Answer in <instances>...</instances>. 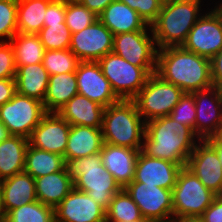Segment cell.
I'll list each match as a JSON object with an SVG mask.
<instances>
[{"label":"cell","instance_id":"cell-30","mask_svg":"<svg viewBox=\"0 0 222 222\" xmlns=\"http://www.w3.org/2000/svg\"><path fill=\"white\" fill-rule=\"evenodd\" d=\"M64 156L28 145L24 171L33 178L59 172L66 167Z\"/></svg>","mask_w":222,"mask_h":222},{"label":"cell","instance_id":"cell-11","mask_svg":"<svg viewBox=\"0 0 222 222\" xmlns=\"http://www.w3.org/2000/svg\"><path fill=\"white\" fill-rule=\"evenodd\" d=\"M211 59L222 49V13L215 7L200 16L181 46Z\"/></svg>","mask_w":222,"mask_h":222},{"label":"cell","instance_id":"cell-10","mask_svg":"<svg viewBox=\"0 0 222 222\" xmlns=\"http://www.w3.org/2000/svg\"><path fill=\"white\" fill-rule=\"evenodd\" d=\"M148 222L173 220L172 190L132 181L123 188Z\"/></svg>","mask_w":222,"mask_h":222},{"label":"cell","instance_id":"cell-42","mask_svg":"<svg viewBox=\"0 0 222 222\" xmlns=\"http://www.w3.org/2000/svg\"><path fill=\"white\" fill-rule=\"evenodd\" d=\"M203 222H222V195H218L200 217Z\"/></svg>","mask_w":222,"mask_h":222},{"label":"cell","instance_id":"cell-35","mask_svg":"<svg viewBox=\"0 0 222 222\" xmlns=\"http://www.w3.org/2000/svg\"><path fill=\"white\" fill-rule=\"evenodd\" d=\"M71 31L65 23L43 25L38 36L45 50H63L70 48Z\"/></svg>","mask_w":222,"mask_h":222},{"label":"cell","instance_id":"cell-51","mask_svg":"<svg viewBox=\"0 0 222 222\" xmlns=\"http://www.w3.org/2000/svg\"><path fill=\"white\" fill-rule=\"evenodd\" d=\"M176 1H180V0H160V2L162 3V5L167 4V3L176 2Z\"/></svg>","mask_w":222,"mask_h":222},{"label":"cell","instance_id":"cell-6","mask_svg":"<svg viewBox=\"0 0 222 222\" xmlns=\"http://www.w3.org/2000/svg\"><path fill=\"white\" fill-rule=\"evenodd\" d=\"M98 63L113 92L122 100H132L144 87L149 75L156 72V67L132 65L114 52L103 56Z\"/></svg>","mask_w":222,"mask_h":222},{"label":"cell","instance_id":"cell-21","mask_svg":"<svg viewBox=\"0 0 222 222\" xmlns=\"http://www.w3.org/2000/svg\"><path fill=\"white\" fill-rule=\"evenodd\" d=\"M103 145L101 128L71 125L64 159L66 164L74 159L101 152Z\"/></svg>","mask_w":222,"mask_h":222},{"label":"cell","instance_id":"cell-16","mask_svg":"<svg viewBox=\"0 0 222 222\" xmlns=\"http://www.w3.org/2000/svg\"><path fill=\"white\" fill-rule=\"evenodd\" d=\"M75 73L78 94L105 108L120 100L113 92L108 79L103 75L98 62H79Z\"/></svg>","mask_w":222,"mask_h":222},{"label":"cell","instance_id":"cell-24","mask_svg":"<svg viewBox=\"0 0 222 222\" xmlns=\"http://www.w3.org/2000/svg\"><path fill=\"white\" fill-rule=\"evenodd\" d=\"M98 19L113 33H120L148 30L151 26L147 25L139 14L125 3L114 1L110 3Z\"/></svg>","mask_w":222,"mask_h":222},{"label":"cell","instance_id":"cell-31","mask_svg":"<svg viewBox=\"0 0 222 222\" xmlns=\"http://www.w3.org/2000/svg\"><path fill=\"white\" fill-rule=\"evenodd\" d=\"M9 42L13 47L16 69L23 65L42 63L45 48L38 34L16 33Z\"/></svg>","mask_w":222,"mask_h":222},{"label":"cell","instance_id":"cell-47","mask_svg":"<svg viewBox=\"0 0 222 222\" xmlns=\"http://www.w3.org/2000/svg\"><path fill=\"white\" fill-rule=\"evenodd\" d=\"M6 212L3 207L2 189L0 184V221H5Z\"/></svg>","mask_w":222,"mask_h":222},{"label":"cell","instance_id":"cell-50","mask_svg":"<svg viewBox=\"0 0 222 222\" xmlns=\"http://www.w3.org/2000/svg\"><path fill=\"white\" fill-rule=\"evenodd\" d=\"M65 3H82L83 0H62Z\"/></svg>","mask_w":222,"mask_h":222},{"label":"cell","instance_id":"cell-32","mask_svg":"<svg viewBox=\"0 0 222 222\" xmlns=\"http://www.w3.org/2000/svg\"><path fill=\"white\" fill-rule=\"evenodd\" d=\"M106 211V222L147 221L140 212L137 204L122 189L113 196Z\"/></svg>","mask_w":222,"mask_h":222},{"label":"cell","instance_id":"cell-39","mask_svg":"<svg viewBox=\"0 0 222 222\" xmlns=\"http://www.w3.org/2000/svg\"><path fill=\"white\" fill-rule=\"evenodd\" d=\"M125 3L131 9L135 10L145 23L151 26L157 19L161 10L160 0H117Z\"/></svg>","mask_w":222,"mask_h":222},{"label":"cell","instance_id":"cell-25","mask_svg":"<svg viewBox=\"0 0 222 222\" xmlns=\"http://www.w3.org/2000/svg\"><path fill=\"white\" fill-rule=\"evenodd\" d=\"M0 184L6 214L12 209L37 200L35 180L25 171L0 181Z\"/></svg>","mask_w":222,"mask_h":222},{"label":"cell","instance_id":"cell-48","mask_svg":"<svg viewBox=\"0 0 222 222\" xmlns=\"http://www.w3.org/2000/svg\"><path fill=\"white\" fill-rule=\"evenodd\" d=\"M172 222H203V221L201 220V218L184 217V218L173 219Z\"/></svg>","mask_w":222,"mask_h":222},{"label":"cell","instance_id":"cell-28","mask_svg":"<svg viewBox=\"0 0 222 222\" xmlns=\"http://www.w3.org/2000/svg\"><path fill=\"white\" fill-rule=\"evenodd\" d=\"M78 94L75 72L50 75L43 100L46 112H58L72 97Z\"/></svg>","mask_w":222,"mask_h":222},{"label":"cell","instance_id":"cell-2","mask_svg":"<svg viewBox=\"0 0 222 222\" xmlns=\"http://www.w3.org/2000/svg\"><path fill=\"white\" fill-rule=\"evenodd\" d=\"M195 137L188 126L172 120L169 115L158 117L145 123L141 151L149 157L186 166L190 154L199 142L194 140Z\"/></svg>","mask_w":222,"mask_h":222},{"label":"cell","instance_id":"cell-13","mask_svg":"<svg viewBox=\"0 0 222 222\" xmlns=\"http://www.w3.org/2000/svg\"><path fill=\"white\" fill-rule=\"evenodd\" d=\"M113 33L97 19L92 25L71 35L70 50L80 62H98L112 52Z\"/></svg>","mask_w":222,"mask_h":222},{"label":"cell","instance_id":"cell-17","mask_svg":"<svg viewBox=\"0 0 222 222\" xmlns=\"http://www.w3.org/2000/svg\"><path fill=\"white\" fill-rule=\"evenodd\" d=\"M70 127L57 112H47L33 129L29 144L37 149L64 156Z\"/></svg>","mask_w":222,"mask_h":222},{"label":"cell","instance_id":"cell-36","mask_svg":"<svg viewBox=\"0 0 222 222\" xmlns=\"http://www.w3.org/2000/svg\"><path fill=\"white\" fill-rule=\"evenodd\" d=\"M97 19L98 16L82 3H65V24L71 34L82 31Z\"/></svg>","mask_w":222,"mask_h":222},{"label":"cell","instance_id":"cell-5","mask_svg":"<svg viewBox=\"0 0 222 222\" xmlns=\"http://www.w3.org/2000/svg\"><path fill=\"white\" fill-rule=\"evenodd\" d=\"M66 166L74 189L87 193L105 210L113 196L123 189L102 164L100 153L71 160Z\"/></svg>","mask_w":222,"mask_h":222},{"label":"cell","instance_id":"cell-38","mask_svg":"<svg viewBox=\"0 0 222 222\" xmlns=\"http://www.w3.org/2000/svg\"><path fill=\"white\" fill-rule=\"evenodd\" d=\"M169 117L179 124L188 126L195 133L196 109L194 96L190 93H184Z\"/></svg>","mask_w":222,"mask_h":222},{"label":"cell","instance_id":"cell-27","mask_svg":"<svg viewBox=\"0 0 222 222\" xmlns=\"http://www.w3.org/2000/svg\"><path fill=\"white\" fill-rule=\"evenodd\" d=\"M29 139L9 135L0 142V181L24 171Z\"/></svg>","mask_w":222,"mask_h":222},{"label":"cell","instance_id":"cell-19","mask_svg":"<svg viewBox=\"0 0 222 222\" xmlns=\"http://www.w3.org/2000/svg\"><path fill=\"white\" fill-rule=\"evenodd\" d=\"M182 167L183 164L152 158L140 151L133 181L172 190Z\"/></svg>","mask_w":222,"mask_h":222},{"label":"cell","instance_id":"cell-23","mask_svg":"<svg viewBox=\"0 0 222 222\" xmlns=\"http://www.w3.org/2000/svg\"><path fill=\"white\" fill-rule=\"evenodd\" d=\"M105 107L80 94L72 97L57 113L70 125L101 128Z\"/></svg>","mask_w":222,"mask_h":222},{"label":"cell","instance_id":"cell-37","mask_svg":"<svg viewBox=\"0 0 222 222\" xmlns=\"http://www.w3.org/2000/svg\"><path fill=\"white\" fill-rule=\"evenodd\" d=\"M18 33L17 30V0H0V42H9Z\"/></svg>","mask_w":222,"mask_h":222},{"label":"cell","instance_id":"cell-52","mask_svg":"<svg viewBox=\"0 0 222 222\" xmlns=\"http://www.w3.org/2000/svg\"><path fill=\"white\" fill-rule=\"evenodd\" d=\"M215 7L222 13V2H220V4Z\"/></svg>","mask_w":222,"mask_h":222},{"label":"cell","instance_id":"cell-29","mask_svg":"<svg viewBox=\"0 0 222 222\" xmlns=\"http://www.w3.org/2000/svg\"><path fill=\"white\" fill-rule=\"evenodd\" d=\"M52 0H17V30L38 34L43 28L46 9Z\"/></svg>","mask_w":222,"mask_h":222},{"label":"cell","instance_id":"cell-53","mask_svg":"<svg viewBox=\"0 0 222 222\" xmlns=\"http://www.w3.org/2000/svg\"><path fill=\"white\" fill-rule=\"evenodd\" d=\"M121 222H123V221H121ZM126 222H129V221H126ZM133 222H148V221H133Z\"/></svg>","mask_w":222,"mask_h":222},{"label":"cell","instance_id":"cell-18","mask_svg":"<svg viewBox=\"0 0 222 222\" xmlns=\"http://www.w3.org/2000/svg\"><path fill=\"white\" fill-rule=\"evenodd\" d=\"M55 222H106V211L87 193L73 189L54 209Z\"/></svg>","mask_w":222,"mask_h":222},{"label":"cell","instance_id":"cell-7","mask_svg":"<svg viewBox=\"0 0 222 222\" xmlns=\"http://www.w3.org/2000/svg\"><path fill=\"white\" fill-rule=\"evenodd\" d=\"M216 196L186 166L182 167L172 189L173 219L200 218Z\"/></svg>","mask_w":222,"mask_h":222},{"label":"cell","instance_id":"cell-15","mask_svg":"<svg viewBox=\"0 0 222 222\" xmlns=\"http://www.w3.org/2000/svg\"><path fill=\"white\" fill-rule=\"evenodd\" d=\"M186 167L215 195H222V164L215 148L207 140H199Z\"/></svg>","mask_w":222,"mask_h":222},{"label":"cell","instance_id":"cell-8","mask_svg":"<svg viewBox=\"0 0 222 222\" xmlns=\"http://www.w3.org/2000/svg\"><path fill=\"white\" fill-rule=\"evenodd\" d=\"M184 92L174 84L163 80L156 73L150 74L144 87L132 99L145 122L168 116Z\"/></svg>","mask_w":222,"mask_h":222},{"label":"cell","instance_id":"cell-33","mask_svg":"<svg viewBox=\"0 0 222 222\" xmlns=\"http://www.w3.org/2000/svg\"><path fill=\"white\" fill-rule=\"evenodd\" d=\"M5 222H55L54 208L36 200L10 210Z\"/></svg>","mask_w":222,"mask_h":222},{"label":"cell","instance_id":"cell-4","mask_svg":"<svg viewBox=\"0 0 222 222\" xmlns=\"http://www.w3.org/2000/svg\"><path fill=\"white\" fill-rule=\"evenodd\" d=\"M200 3L201 0H180L162 5L156 21L151 25L158 49L182 46L201 16Z\"/></svg>","mask_w":222,"mask_h":222},{"label":"cell","instance_id":"cell-41","mask_svg":"<svg viewBox=\"0 0 222 222\" xmlns=\"http://www.w3.org/2000/svg\"><path fill=\"white\" fill-rule=\"evenodd\" d=\"M60 23H65V2L62 0H52L46 9L43 25Z\"/></svg>","mask_w":222,"mask_h":222},{"label":"cell","instance_id":"cell-22","mask_svg":"<svg viewBox=\"0 0 222 222\" xmlns=\"http://www.w3.org/2000/svg\"><path fill=\"white\" fill-rule=\"evenodd\" d=\"M34 180L37 200L54 209L74 189V182L67 166L59 172L34 178Z\"/></svg>","mask_w":222,"mask_h":222},{"label":"cell","instance_id":"cell-9","mask_svg":"<svg viewBox=\"0 0 222 222\" xmlns=\"http://www.w3.org/2000/svg\"><path fill=\"white\" fill-rule=\"evenodd\" d=\"M46 113L43 102L16 93L10 101L0 106V122L9 135L29 139Z\"/></svg>","mask_w":222,"mask_h":222},{"label":"cell","instance_id":"cell-44","mask_svg":"<svg viewBox=\"0 0 222 222\" xmlns=\"http://www.w3.org/2000/svg\"><path fill=\"white\" fill-rule=\"evenodd\" d=\"M213 85L222 89V49L210 59Z\"/></svg>","mask_w":222,"mask_h":222},{"label":"cell","instance_id":"cell-46","mask_svg":"<svg viewBox=\"0 0 222 222\" xmlns=\"http://www.w3.org/2000/svg\"><path fill=\"white\" fill-rule=\"evenodd\" d=\"M207 141L215 148L217 151L221 164H222V131L217 135H214L207 139Z\"/></svg>","mask_w":222,"mask_h":222},{"label":"cell","instance_id":"cell-49","mask_svg":"<svg viewBox=\"0 0 222 222\" xmlns=\"http://www.w3.org/2000/svg\"><path fill=\"white\" fill-rule=\"evenodd\" d=\"M9 136L7 128L0 122V142Z\"/></svg>","mask_w":222,"mask_h":222},{"label":"cell","instance_id":"cell-45","mask_svg":"<svg viewBox=\"0 0 222 222\" xmlns=\"http://www.w3.org/2000/svg\"><path fill=\"white\" fill-rule=\"evenodd\" d=\"M114 1L117 0H83L82 4L95 15L99 16L103 10Z\"/></svg>","mask_w":222,"mask_h":222},{"label":"cell","instance_id":"cell-1","mask_svg":"<svg viewBox=\"0 0 222 222\" xmlns=\"http://www.w3.org/2000/svg\"><path fill=\"white\" fill-rule=\"evenodd\" d=\"M155 73L184 93L191 94L213 86L210 59L181 46L157 50Z\"/></svg>","mask_w":222,"mask_h":222},{"label":"cell","instance_id":"cell-26","mask_svg":"<svg viewBox=\"0 0 222 222\" xmlns=\"http://www.w3.org/2000/svg\"><path fill=\"white\" fill-rule=\"evenodd\" d=\"M49 73L42 63L19 66L16 69V91L23 96L32 97L43 102L49 83Z\"/></svg>","mask_w":222,"mask_h":222},{"label":"cell","instance_id":"cell-20","mask_svg":"<svg viewBox=\"0 0 222 222\" xmlns=\"http://www.w3.org/2000/svg\"><path fill=\"white\" fill-rule=\"evenodd\" d=\"M140 150L103 143L101 160L106 170L124 188L134 180Z\"/></svg>","mask_w":222,"mask_h":222},{"label":"cell","instance_id":"cell-40","mask_svg":"<svg viewBox=\"0 0 222 222\" xmlns=\"http://www.w3.org/2000/svg\"><path fill=\"white\" fill-rule=\"evenodd\" d=\"M16 63L10 42H0V79L15 78Z\"/></svg>","mask_w":222,"mask_h":222},{"label":"cell","instance_id":"cell-3","mask_svg":"<svg viewBox=\"0 0 222 222\" xmlns=\"http://www.w3.org/2000/svg\"><path fill=\"white\" fill-rule=\"evenodd\" d=\"M145 121L133 100L120 99L104 109L103 143L142 150Z\"/></svg>","mask_w":222,"mask_h":222},{"label":"cell","instance_id":"cell-14","mask_svg":"<svg viewBox=\"0 0 222 222\" xmlns=\"http://www.w3.org/2000/svg\"><path fill=\"white\" fill-rule=\"evenodd\" d=\"M148 30L114 35L112 52L138 67H156L157 50L155 39Z\"/></svg>","mask_w":222,"mask_h":222},{"label":"cell","instance_id":"cell-12","mask_svg":"<svg viewBox=\"0 0 222 222\" xmlns=\"http://www.w3.org/2000/svg\"><path fill=\"white\" fill-rule=\"evenodd\" d=\"M195 99L197 140H207L222 131V89L211 86L191 93Z\"/></svg>","mask_w":222,"mask_h":222},{"label":"cell","instance_id":"cell-43","mask_svg":"<svg viewBox=\"0 0 222 222\" xmlns=\"http://www.w3.org/2000/svg\"><path fill=\"white\" fill-rule=\"evenodd\" d=\"M16 93L14 78L0 79V106L10 101Z\"/></svg>","mask_w":222,"mask_h":222},{"label":"cell","instance_id":"cell-34","mask_svg":"<svg viewBox=\"0 0 222 222\" xmlns=\"http://www.w3.org/2000/svg\"><path fill=\"white\" fill-rule=\"evenodd\" d=\"M79 59L70 49L45 50L42 65L49 75L75 72Z\"/></svg>","mask_w":222,"mask_h":222}]
</instances>
